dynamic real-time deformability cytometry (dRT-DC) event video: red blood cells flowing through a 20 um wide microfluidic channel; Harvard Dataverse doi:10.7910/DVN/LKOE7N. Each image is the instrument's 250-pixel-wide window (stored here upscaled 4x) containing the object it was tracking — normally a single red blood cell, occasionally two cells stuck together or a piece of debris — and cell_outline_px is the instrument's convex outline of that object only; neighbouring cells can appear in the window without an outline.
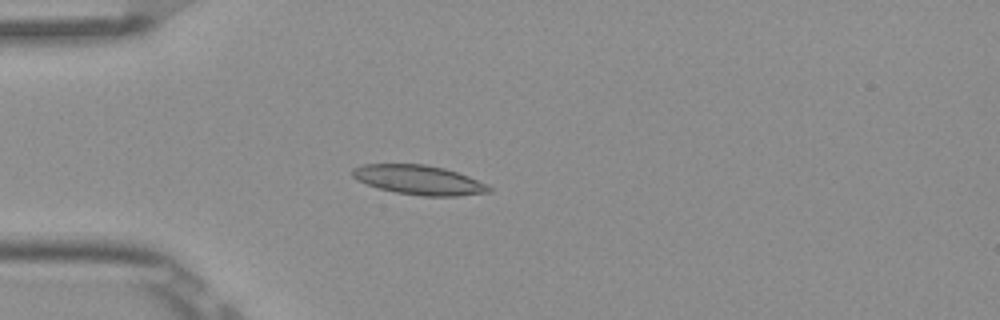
{"species": "Egyptian fruit bat (a non-hibernating species)", "species_latin": "Rousettus aegyptiacus", "temperature_condition": "room temperature", "stored_images_in_passage": 4, "camera_frame_rate_fps": 3000, "um_per_image_px": 0.085, "frame": {"image": 1, "passage_image": 4, "time_ms": 1.0, "image_size_px": [1000, 320], "cell_outline_px": [[492, 192], [456, 196], [424, 196], [396, 192], [380, 188], [356, 180], [352, 176], [352, 168], [364, 164], [424, 164], [444, 168], [468, 176], [492, 188]], "centroid_in_image_um": [35.59, 15.29], "position_along_channel_um": 49.4, "area_um2": 23.18}}